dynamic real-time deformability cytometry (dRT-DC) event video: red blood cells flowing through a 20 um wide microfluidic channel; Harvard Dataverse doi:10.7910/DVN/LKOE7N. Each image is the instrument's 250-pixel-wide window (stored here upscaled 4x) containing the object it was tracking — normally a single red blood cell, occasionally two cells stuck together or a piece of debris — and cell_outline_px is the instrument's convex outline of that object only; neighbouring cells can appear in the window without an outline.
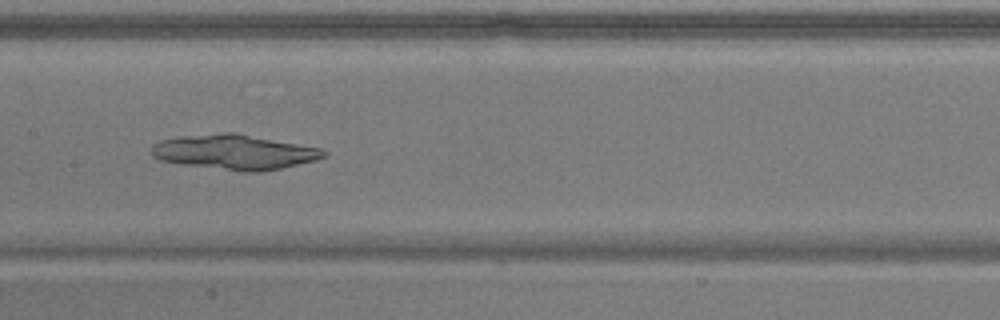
{"species": "common noctule bat (a hibernating species)", "species_latin": "Nyctalus noctula", "temperature_condition": "warm", "stored_images_in_passage": 51, "camera_frame_rate_fps": 3000, "um_per_image_px": 0.085, "animal": {"sex": "male", "body_mass_g": 17.9}, "frame": {"image": 1, "passage_image": 22, "time_ms": 7.0, "image_size_px": [1000, 320], "cell_outline_px": [[328, 152], [324, 156], [316, 160], [280, 168], [260, 172], [248, 172], [184, 164], [160, 160], [152, 156], [152, 144], [160, 140], [180, 136], [224, 132], [236, 132], [320, 148]], "centroid_in_image_um": [19.92, 12.91], "position_along_channel_um": 187.5, "area_um2": 34.8}}